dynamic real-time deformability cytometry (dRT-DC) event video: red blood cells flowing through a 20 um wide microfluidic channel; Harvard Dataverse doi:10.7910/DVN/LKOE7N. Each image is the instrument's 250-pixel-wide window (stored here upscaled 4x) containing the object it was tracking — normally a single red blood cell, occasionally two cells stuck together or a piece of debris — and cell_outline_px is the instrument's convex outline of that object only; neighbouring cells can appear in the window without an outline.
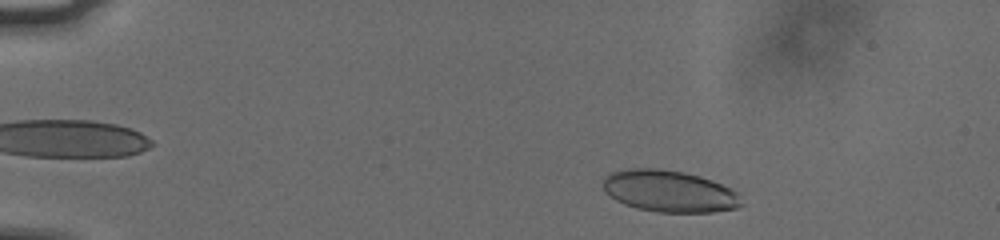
{"species": "human", "species_latin": "Homo sapiens", "temperature_condition": "cold", "stored_images_in_passage": 44, "camera_frame_rate_fps": 3000, "um_per_image_px": 0.085, "donor": {"sex": "male"}, "frame": {"image": 1, "passage_image": 4, "time_ms": 1.0, "image_size_px": [1000, 240], "cell_outline_px": [[744, 204], [736, 208], [712, 212], [656, 212], [636, 208], [624, 204], [616, 200], [604, 188], [600, 180], [604, 176], [612, 172], [628, 168], [660, 168], [684, 172], [700, 176], [712, 180], [732, 188], [740, 192]], "centroid_in_image_um": [56.93, 16.24], "position_along_channel_um": 28.1, "area_um2": 34.1}}
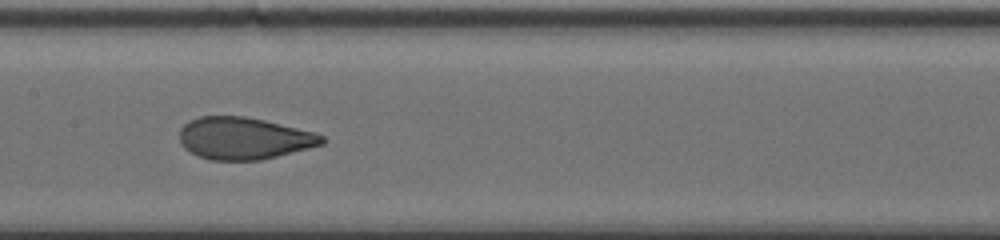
{"frame": {"image": 2, "passage_image": 24, "time_ms": 7.667, "image_size_px": [1000, 240], "cell_outline_px": [[324, 144], [260, 160], [212, 160], [200, 156], [184, 148], [180, 144], [180, 128], [188, 120], [200, 116], [244, 116], [264, 120], [312, 132], [324, 136]], "centroid_in_image_um": [20.69, 11.75], "position_along_channel_um": 186.7, "area_um2": 34.62}}
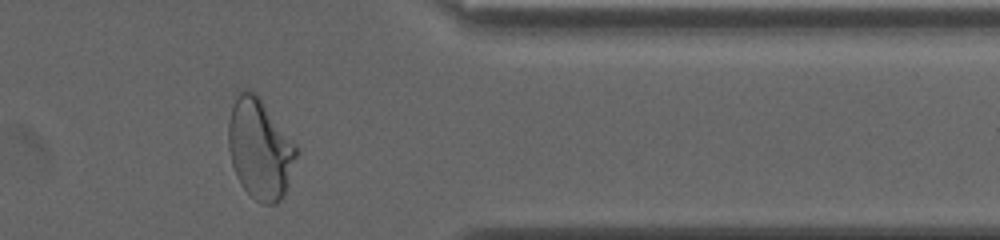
{"frame": {"image": 3, "passage_image": 41, "time_ms": 13.333, "image_size_px": [1000, 240], "cell_outline_px": [[300, 152], [284, 196], [276, 204], [264, 204], [256, 200], [244, 188], [236, 176], [232, 164], [228, 148], [228, 120], [236, 96], [244, 88], [248, 88], [256, 92], [260, 96], [296, 144]], "centroid_in_image_um": [22.12, 12.63], "position_along_channel_um": 389.3, "area_um2": 40.29}, "authors_computed_cell_mechanics": {"area_um2": 35.4314, "velocity_mm_per_s": 3.7592, "shape_relaxation_time_tau1_ms": 5.6285, "shape_relaxation_time_tau2_ms": 0.7656, "deformation_change_tau1": 0.1723, "deformation_change_tau2": 0.0577}}